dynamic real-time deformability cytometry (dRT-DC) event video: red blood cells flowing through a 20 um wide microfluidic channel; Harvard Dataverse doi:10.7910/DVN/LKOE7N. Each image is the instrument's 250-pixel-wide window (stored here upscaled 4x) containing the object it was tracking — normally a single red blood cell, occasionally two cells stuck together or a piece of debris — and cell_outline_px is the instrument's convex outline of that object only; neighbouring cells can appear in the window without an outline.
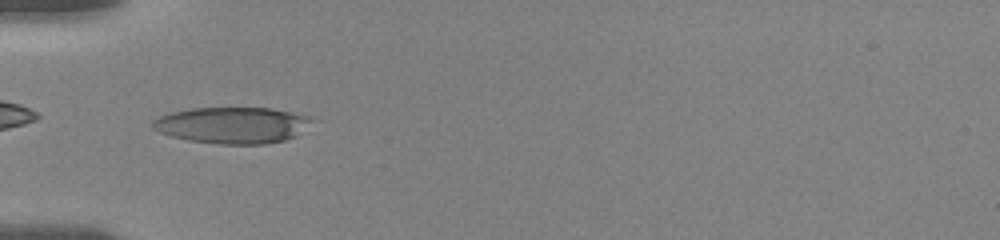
{"species": "human", "species_latin": "Homo sapiens", "temperature_condition": "room temperature", "stored_images_in_passage": 38, "camera_frame_rate_fps": 3000, "um_per_image_px": 0.085, "donor": {"sex": "female"}, "frame": {"image": 1, "passage_image": 1, "time_ms": 0.0, "image_size_px": [1000, 240], "cell_outline_px": [[320, 120], [296, 136], [284, 140], [268, 144], [220, 144], [188, 140], [172, 136], [160, 132], [152, 128], [152, 120], [160, 116], [172, 112], [192, 108], [272, 108], [312, 116]], "centroid_in_image_um": [19.86, 10.63], "position_along_channel_um": 65.1, "area_um2": 34.22}}
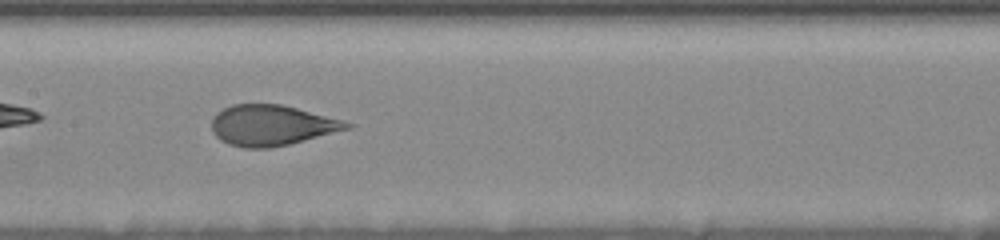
{"frame": {"image": 2, "passage_image": 11, "time_ms": 3.333, "image_size_px": [1000, 240], "cell_outline_px": [[356, 124], [352, 128], [288, 144], [268, 148], [244, 148], [228, 144], [220, 140], [212, 132], [212, 116], [216, 112], [232, 104], [280, 104], [344, 120]], "centroid_in_image_um": [23.08, 10.65], "position_along_channel_um": 184.3, "area_um2": 32.02}}
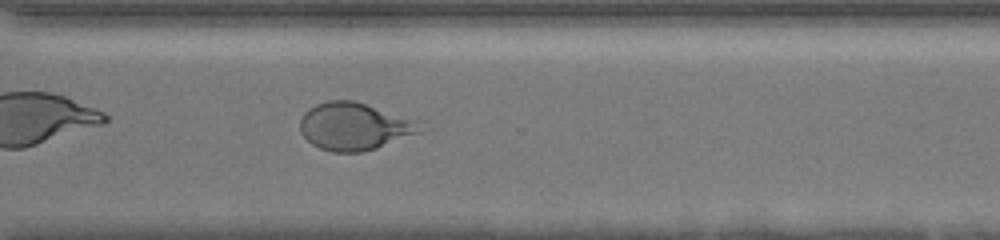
{"frame": {"image": 3, "passage_image": 24, "time_ms": 7.667, "image_size_px": [1000, 240], "cell_outline_px": [[432, 128], [424, 132], [376, 148], [360, 152], [332, 152], [320, 148], [312, 144], [300, 132], [300, 120], [304, 112], [308, 108], [316, 104], [328, 100], [356, 100], [424, 120]], "centroid_in_image_um": [30.3, 10.71], "position_along_channel_um": 340.3, "area_um2": 34.62}, "authors_computed_cell_mechanics": {"area_um2": 33.5818, "velocity_mm_per_s": 3.6142, "shape_relaxation_time_tau1_ms": 4.8103, "shape_relaxation_time_tau2_ms": null, "deformation_change_tau1": 0.1714, "deformation_change_tau2": null}}